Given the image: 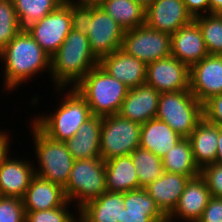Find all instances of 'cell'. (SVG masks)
I'll use <instances>...</instances> for the list:
<instances>
[{
    "label": "cell",
    "mask_w": 222,
    "mask_h": 222,
    "mask_svg": "<svg viewBox=\"0 0 222 222\" xmlns=\"http://www.w3.org/2000/svg\"><path fill=\"white\" fill-rule=\"evenodd\" d=\"M29 160L7 156L0 167V196L23 198L31 180L36 175Z\"/></svg>",
    "instance_id": "obj_19"
},
{
    "label": "cell",
    "mask_w": 222,
    "mask_h": 222,
    "mask_svg": "<svg viewBox=\"0 0 222 222\" xmlns=\"http://www.w3.org/2000/svg\"><path fill=\"white\" fill-rule=\"evenodd\" d=\"M121 49L147 65L171 56V35L144 24L125 31Z\"/></svg>",
    "instance_id": "obj_9"
},
{
    "label": "cell",
    "mask_w": 222,
    "mask_h": 222,
    "mask_svg": "<svg viewBox=\"0 0 222 222\" xmlns=\"http://www.w3.org/2000/svg\"><path fill=\"white\" fill-rule=\"evenodd\" d=\"M80 3L99 4L102 0H76Z\"/></svg>",
    "instance_id": "obj_44"
},
{
    "label": "cell",
    "mask_w": 222,
    "mask_h": 222,
    "mask_svg": "<svg viewBox=\"0 0 222 222\" xmlns=\"http://www.w3.org/2000/svg\"><path fill=\"white\" fill-rule=\"evenodd\" d=\"M124 208L123 193L106 191L81 207L76 216L82 222H121Z\"/></svg>",
    "instance_id": "obj_24"
},
{
    "label": "cell",
    "mask_w": 222,
    "mask_h": 222,
    "mask_svg": "<svg viewBox=\"0 0 222 222\" xmlns=\"http://www.w3.org/2000/svg\"><path fill=\"white\" fill-rule=\"evenodd\" d=\"M160 92L146 83L129 89L118 115L140 124L155 118Z\"/></svg>",
    "instance_id": "obj_17"
},
{
    "label": "cell",
    "mask_w": 222,
    "mask_h": 222,
    "mask_svg": "<svg viewBox=\"0 0 222 222\" xmlns=\"http://www.w3.org/2000/svg\"><path fill=\"white\" fill-rule=\"evenodd\" d=\"M105 173L107 191L125 193L142 188L130 155L106 160Z\"/></svg>",
    "instance_id": "obj_27"
},
{
    "label": "cell",
    "mask_w": 222,
    "mask_h": 222,
    "mask_svg": "<svg viewBox=\"0 0 222 222\" xmlns=\"http://www.w3.org/2000/svg\"><path fill=\"white\" fill-rule=\"evenodd\" d=\"M203 118L222 127V94L214 95L203 103Z\"/></svg>",
    "instance_id": "obj_38"
},
{
    "label": "cell",
    "mask_w": 222,
    "mask_h": 222,
    "mask_svg": "<svg viewBox=\"0 0 222 222\" xmlns=\"http://www.w3.org/2000/svg\"><path fill=\"white\" fill-rule=\"evenodd\" d=\"M71 29L70 0H64L54 11L26 28L50 56L59 49Z\"/></svg>",
    "instance_id": "obj_10"
},
{
    "label": "cell",
    "mask_w": 222,
    "mask_h": 222,
    "mask_svg": "<svg viewBox=\"0 0 222 222\" xmlns=\"http://www.w3.org/2000/svg\"><path fill=\"white\" fill-rule=\"evenodd\" d=\"M192 20L183 0H153L146 7L145 24L170 35Z\"/></svg>",
    "instance_id": "obj_14"
},
{
    "label": "cell",
    "mask_w": 222,
    "mask_h": 222,
    "mask_svg": "<svg viewBox=\"0 0 222 222\" xmlns=\"http://www.w3.org/2000/svg\"><path fill=\"white\" fill-rule=\"evenodd\" d=\"M210 13L222 14V0H209Z\"/></svg>",
    "instance_id": "obj_43"
},
{
    "label": "cell",
    "mask_w": 222,
    "mask_h": 222,
    "mask_svg": "<svg viewBox=\"0 0 222 222\" xmlns=\"http://www.w3.org/2000/svg\"><path fill=\"white\" fill-rule=\"evenodd\" d=\"M69 204L71 202L67 201L63 206L49 210L25 211V222H74L76 216L69 212Z\"/></svg>",
    "instance_id": "obj_34"
},
{
    "label": "cell",
    "mask_w": 222,
    "mask_h": 222,
    "mask_svg": "<svg viewBox=\"0 0 222 222\" xmlns=\"http://www.w3.org/2000/svg\"><path fill=\"white\" fill-rule=\"evenodd\" d=\"M0 222H25V208L21 198L0 196Z\"/></svg>",
    "instance_id": "obj_35"
},
{
    "label": "cell",
    "mask_w": 222,
    "mask_h": 222,
    "mask_svg": "<svg viewBox=\"0 0 222 222\" xmlns=\"http://www.w3.org/2000/svg\"><path fill=\"white\" fill-rule=\"evenodd\" d=\"M190 177L180 174L164 173L144 189L155 201L160 211L168 217L175 209Z\"/></svg>",
    "instance_id": "obj_20"
},
{
    "label": "cell",
    "mask_w": 222,
    "mask_h": 222,
    "mask_svg": "<svg viewBox=\"0 0 222 222\" xmlns=\"http://www.w3.org/2000/svg\"><path fill=\"white\" fill-rule=\"evenodd\" d=\"M136 2L142 4L145 8L152 3L153 0H135Z\"/></svg>",
    "instance_id": "obj_45"
},
{
    "label": "cell",
    "mask_w": 222,
    "mask_h": 222,
    "mask_svg": "<svg viewBox=\"0 0 222 222\" xmlns=\"http://www.w3.org/2000/svg\"><path fill=\"white\" fill-rule=\"evenodd\" d=\"M211 197L205 179L200 174L190 178L167 222H176L177 217L184 222H197Z\"/></svg>",
    "instance_id": "obj_15"
},
{
    "label": "cell",
    "mask_w": 222,
    "mask_h": 222,
    "mask_svg": "<svg viewBox=\"0 0 222 222\" xmlns=\"http://www.w3.org/2000/svg\"><path fill=\"white\" fill-rule=\"evenodd\" d=\"M190 68L173 56L147 64L146 84L158 92L190 90Z\"/></svg>",
    "instance_id": "obj_12"
},
{
    "label": "cell",
    "mask_w": 222,
    "mask_h": 222,
    "mask_svg": "<svg viewBox=\"0 0 222 222\" xmlns=\"http://www.w3.org/2000/svg\"><path fill=\"white\" fill-rule=\"evenodd\" d=\"M77 217H78V219H76L74 222H82L80 217L79 216H77Z\"/></svg>",
    "instance_id": "obj_46"
},
{
    "label": "cell",
    "mask_w": 222,
    "mask_h": 222,
    "mask_svg": "<svg viewBox=\"0 0 222 222\" xmlns=\"http://www.w3.org/2000/svg\"><path fill=\"white\" fill-rule=\"evenodd\" d=\"M199 26L208 54L222 55V14H206L193 19Z\"/></svg>",
    "instance_id": "obj_32"
},
{
    "label": "cell",
    "mask_w": 222,
    "mask_h": 222,
    "mask_svg": "<svg viewBox=\"0 0 222 222\" xmlns=\"http://www.w3.org/2000/svg\"><path fill=\"white\" fill-rule=\"evenodd\" d=\"M102 117L92 115L78 128L76 134L65 141L74 160L101 158L100 131Z\"/></svg>",
    "instance_id": "obj_22"
},
{
    "label": "cell",
    "mask_w": 222,
    "mask_h": 222,
    "mask_svg": "<svg viewBox=\"0 0 222 222\" xmlns=\"http://www.w3.org/2000/svg\"><path fill=\"white\" fill-rule=\"evenodd\" d=\"M155 118L167 123L182 138H188L203 119V104L190 90L162 92Z\"/></svg>",
    "instance_id": "obj_6"
},
{
    "label": "cell",
    "mask_w": 222,
    "mask_h": 222,
    "mask_svg": "<svg viewBox=\"0 0 222 222\" xmlns=\"http://www.w3.org/2000/svg\"><path fill=\"white\" fill-rule=\"evenodd\" d=\"M125 30L98 4H93V19L89 21L87 37L91 51L100 60L122 46Z\"/></svg>",
    "instance_id": "obj_11"
},
{
    "label": "cell",
    "mask_w": 222,
    "mask_h": 222,
    "mask_svg": "<svg viewBox=\"0 0 222 222\" xmlns=\"http://www.w3.org/2000/svg\"><path fill=\"white\" fill-rule=\"evenodd\" d=\"M105 161L102 158L75 160L64 193L80 209L106 192ZM76 199V200H75Z\"/></svg>",
    "instance_id": "obj_7"
},
{
    "label": "cell",
    "mask_w": 222,
    "mask_h": 222,
    "mask_svg": "<svg viewBox=\"0 0 222 222\" xmlns=\"http://www.w3.org/2000/svg\"><path fill=\"white\" fill-rule=\"evenodd\" d=\"M74 89L87 101L92 115L118 114L129 88L100 65L92 68Z\"/></svg>",
    "instance_id": "obj_3"
},
{
    "label": "cell",
    "mask_w": 222,
    "mask_h": 222,
    "mask_svg": "<svg viewBox=\"0 0 222 222\" xmlns=\"http://www.w3.org/2000/svg\"><path fill=\"white\" fill-rule=\"evenodd\" d=\"M121 222H167L144 188L123 193Z\"/></svg>",
    "instance_id": "obj_23"
},
{
    "label": "cell",
    "mask_w": 222,
    "mask_h": 222,
    "mask_svg": "<svg viewBox=\"0 0 222 222\" xmlns=\"http://www.w3.org/2000/svg\"><path fill=\"white\" fill-rule=\"evenodd\" d=\"M30 126L33 144H35V154L39 163V170H35V174L65 188L75 162L65 142L52 139L33 121Z\"/></svg>",
    "instance_id": "obj_5"
},
{
    "label": "cell",
    "mask_w": 222,
    "mask_h": 222,
    "mask_svg": "<svg viewBox=\"0 0 222 222\" xmlns=\"http://www.w3.org/2000/svg\"><path fill=\"white\" fill-rule=\"evenodd\" d=\"M218 137L219 126L209 123L204 118L188 137L192 146L194 161L200 170L207 165L214 164Z\"/></svg>",
    "instance_id": "obj_26"
},
{
    "label": "cell",
    "mask_w": 222,
    "mask_h": 222,
    "mask_svg": "<svg viewBox=\"0 0 222 222\" xmlns=\"http://www.w3.org/2000/svg\"><path fill=\"white\" fill-rule=\"evenodd\" d=\"M212 197L222 198V166L210 164L200 170Z\"/></svg>",
    "instance_id": "obj_37"
},
{
    "label": "cell",
    "mask_w": 222,
    "mask_h": 222,
    "mask_svg": "<svg viewBox=\"0 0 222 222\" xmlns=\"http://www.w3.org/2000/svg\"><path fill=\"white\" fill-rule=\"evenodd\" d=\"M197 222H222V198L211 197Z\"/></svg>",
    "instance_id": "obj_39"
},
{
    "label": "cell",
    "mask_w": 222,
    "mask_h": 222,
    "mask_svg": "<svg viewBox=\"0 0 222 222\" xmlns=\"http://www.w3.org/2000/svg\"><path fill=\"white\" fill-rule=\"evenodd\" d=\"M182 137L167 123L157 118L141 124L140 147L163 157Z\"/></svg>",
    "instance_id": "obj_25"
},
{
    "label": "cell",
    "mask_w": 222,
    "mask_h": 222,
    "mask_svg": "<svg viewBox=\"0 0 222 222\" xmlns=\"http://www.w3.org/2000/svg\"><path fill=\"white\" fill-rule=\"evenodd\" d=\"M98 5L125 31L145 24L146 8L135 0H102Z\"/></svg>",
    "instance_id": "obj_28"
},
{
    "label": "cell",
    "mask_w": 222,
    "mask_h": 222,
    "mask_svg": "<svg viewBox=\"0 0 222 222\" xmlns=\"http://www.w3.org/2000/svg\"><path fill=\"white\" fill-rule=\"evenodd\" d=\"M10 140H9V132H5V130L0 131V167L4 159L8 156V152H10ZM9 149V151H8Z\"/></svg>",
    "instance_id": "obj_41"
},
{
    "label": "cell",
    "mask_w": 222,
    "mask_h": 222,
    "mask_svg": "<svg viewBox=\"0 0 222 222\" xmlns=\"http://www.w3.org/2000/svg\"><path fill=\"white\" fill-rule=\"evenodd\" d=\"M99 65L129 89L146 83L147 65L121 48L103 56Z\"/></svg>",
    "instance_id": "obj_16"
},
{
    "label": "cell",
    "mask_w": 222,
    "mask_h": 222,
    "mask_svg": "<svg viewBox=\"0 0 222 222\" xmlns=\"http://www.w3.org/2000/svg\"><path fill=\"white\" fill-rule=\"evenodd\" d=\"M141 124L118 114L102 117L100 154L106 161L130 155L140 145Z\"/></svg>",
    "instance_id": "obj_8"
},
{
    "label": "cell",
    "mask_w": 222,
    "mask_h": 222,
    "mask_svg": "<svg viewBox=\"0 0 222 222\" xmlns=\"http://www.w3.org/2000/svg\"><path fill=\"white\" fill-rule=\"evenodd\" d=\"M130 156L136 169L139 185L142 188H145L164 173L162 158L153 152L139 146Z\"/></svg>",
    "instance_id": "obj_30"
},
{
    "label": "cell",
    "mask_w": 222,
    "mask_h": 222,
    "mask_svg": "<svg viewBox=\"0 0 222 222\" xmlns=\"http://www.w3.org/2000/svg\"><path fill=\"white\" fill-rule=\"evenodd\" d=\"M0 60L5 64L3 91L15 90L41 71L49 70L50 73L51 70V56L26 29H22L0 52Z\"/></svg>",
    "instance_id": "obj_1"
},
{
    "label": "cell",
    "mask_w": 222,
    "mask_h": 222,
    "mask_svg": "<svg viewBox=\"0 0 222 222\" xmlns=\"http://www.w3.org/2000/svg\"><path fill=\"white\" fill-rule=\"evenodd\" d=\"M163 169L169 173L193 178L200 174L193 157L192 146L188 138H182L162 157Z\"/></svg>",
    "instance_id": "obj_29"
},
{
    "label": "cell",
    "mask_w": 222,
    "mask_h": 222,
    "mask_svg": "<svg viewBox=\"0 0 222 222\" xmlns=\"http://www.w3.org/2000/svg\"><path fill=\"white\" fill-rule=\"evenodd\" d=\"M208 55L198 24L192 20L171 35V56L189 68Z\"/></svg>",
    "instance_id": "obj_18"
},
{
    "label": "cell",
    "mask_w": 222,
    "mask_h": 222,
    "mask_svg": "<svg viewBox=\"0 0 222 222\" xmlns=\"http://www.w3.org/2000/svg\"><path fill=\"white\" fill-rule=\"evenodd\" d=\"M72 29L79 33H88L89 21L93 19V4L70 0Z\"/></svg>",
    "instance_id": "obj_36"
},
{
    "label": "cell",
    "mask_w": 222,
    "mask_h": 222,
    "mask_svg": "<svg viewBox=\"0 0 222 222\" xmlns=\"http://www.w3.org/2000/svg\"><path fill=\"white\" fill-rule=\"evenodd\" d=\"M25 211H42L63 206L68 200L64 188L37 175L22 198Z\"/></svg>",
    "instance_id": "obj_21"
},
{
    "label": "cell",
    "mask_w": 222,
    "mask_h": 222,
    "mask_svg": "<svg viewBox=\"0 0 222 222\" xmlns=\"http://www.w3.org/2000/svg\"><path fill=\"white\" fill-rule=\"evenodd\" d=\"M186 10L194 19L195 17L210 14L209 0H183Z\"/></svg>",
    "instance_id": "obj_40"
},
{
    "label": "cell",
    "mask_w": 222,
    "mask_h": 222,
    "mask_svg": "<svg viewBox=\"0 0 222 222\" xmlns=\"http://www.w3.org/2000/svg\"><path fill=\"white\" fill-rule=\"evenodd\" d=\"M59 108L50 115H39L33 122L52 139L65 142L71 139L78 128L91 116L87 101L71 88L64 94Z\"/></svg>",
    "instance_id": "obj_4"
},
{
    "label": "cell",
    "mask_w": 222,
    "mask_h": 222,
    "mask_svg": "<svg viewBox=\"0 0 222 222\" xmlns=\"http://www.w3.org/2000/svg\"><path fill=\"white\" fill-rule=\"evenodd\" d=\"M22 30L12 0H0V52Z\"/></svg>",
    "instance_id": "obj_33"
},
{
    "label": "cell",
    "mask_w": 222,
    "mask_h": 222,
    "mask_svg": "<svg viewBox=\"0 0 222 222\" xmlns=\"http://www.w3.org/2000/svg\"><path fill=\"white\" fill-rule=\"evenodd\" d=\"M97 65L99 59L91 51L87 34L71 29L62 45L51 56L50 74L55 89L64 93L67 86L74 88Z\"/></svg>",
    "instance_id": "obj_2"
},
{
    "label": "cell",
    "mask_w": 222,
    "mask_h": 222,
    "mask_svg": "<svg viewBox=\"0 0 222 222\" xmlns=\"http://www.w3.org/2000/svg\"><path fill=\"white\" fill-rule=\"evenodd\" d=\"M19 24L26 29L54 11L64 0H12Z\"/></svg>",
    "instance_id": "obj_31"
},
{
    "label": "cell",
    "mask_w": 222,
    "mask_h": 222,
    "mask_svg": "<svg viewBox=\"0 0 222 222\" xmlns=\"http://www.w3.org/2000/svg\"><path fill=\"white\" fill-rule=\"evenodd\" d=\"M217 143V154L214 163L222 166V127H219V137Z\"/></svg>",
    "instance_id": "obj_42"
},
{
    "label": "cell",
    "mask_w": 222,
    "mask_h": 222,
    "mask_svg": "<svg viewBox=\"0 0 222 222\" xmlns=\"http://www.w3.org/2000/svg\"><path fill=\"white\" fill-rule=\"evenodd\" d=\"M190 92L202 104L222 94V55L208 54L190 67Z\"/></svg>",
    "instance_id": "obj_13"
}]
</instances>
